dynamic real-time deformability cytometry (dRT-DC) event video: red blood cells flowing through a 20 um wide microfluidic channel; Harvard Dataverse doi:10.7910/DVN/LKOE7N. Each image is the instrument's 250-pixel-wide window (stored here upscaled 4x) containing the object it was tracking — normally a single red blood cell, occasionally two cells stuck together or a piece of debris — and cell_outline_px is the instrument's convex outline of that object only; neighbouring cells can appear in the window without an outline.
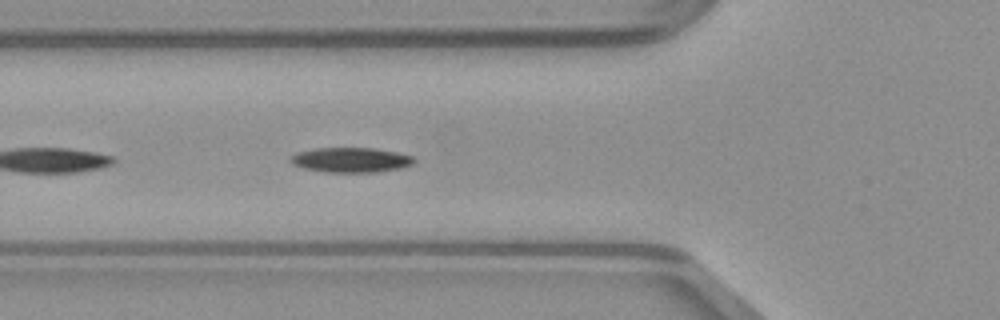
{"species": "common noctule bat (a hibernating species)", "species_latin": "Nyctalus noctula", "temperature_condition": "warm", "stored_images_in_passage": 21, "camera_frame_rate_fps": 3000, "um_per_image_px": 0.085, "animal": {"sex": "male", "body_mass_g": 23.1, "forearm_length_mm": 52.7}, "frame": {"image": 1, "passage_image": 4, "time_ms": 1.0, "image_size_px": [1000, 320], "cell_outline_px": [[416, 160], [412, 164], [400, 168], [380, 172], [324, 172], [304, 168], [292, 164], [288, 160], [288, 156], [296, 152], [312, 148], [372, 148], [396, 152], [412, 156]], "centroid_in_image_um": [29.76, 13.59], "position_along_channel_um": 96.0, "area_um2": 18.09}}
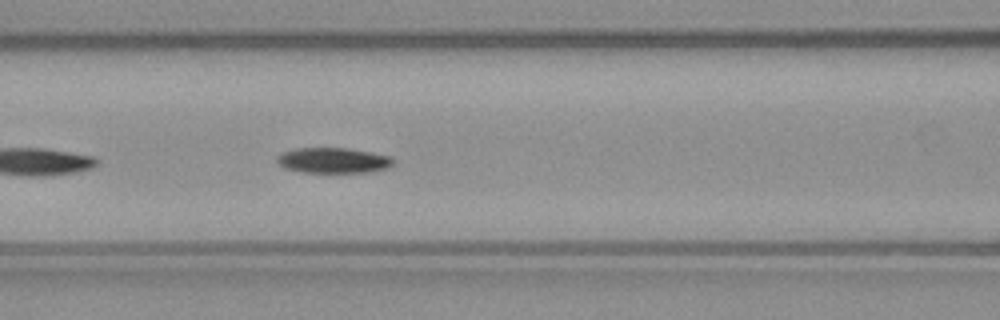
{"frame": {"image": 2, "passage_image": 7, "time_ms": 2.0, "image_size_px": [1000, 320], "cell_outline_px": [[392, 164], [388, 168], [372, 172], [300, 172], [284, 168], [276, 160], [276, 156], [284, 152], [296, 148], [348, 148], [372, 152], [388, 156], [392, 160]], "centroid_in_image_um": [28.3, 13.63], "position_along_channel_um": 138.3, "area_um2": 17.17}}